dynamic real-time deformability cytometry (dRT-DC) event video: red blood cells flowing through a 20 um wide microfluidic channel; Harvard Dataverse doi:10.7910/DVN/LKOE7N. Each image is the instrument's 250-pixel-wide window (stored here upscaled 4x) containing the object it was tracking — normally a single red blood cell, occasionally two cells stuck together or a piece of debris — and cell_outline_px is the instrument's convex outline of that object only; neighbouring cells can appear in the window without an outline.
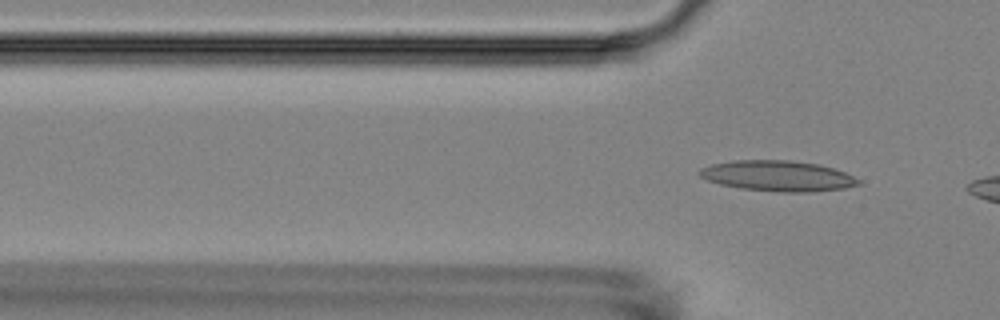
{"species": "Egyptian fruit bat (a non-hibernating species)", "species_latin": "Rousettus aegyptiacus", "temperature_condition": "room temperature", "stored_images_in_passage": 3, "camera_frame_rate_fps": 3000, "um_per_image_px": 0.085, "animal": {"sex": "female"}, "frame": {"image": 1, "passage_image": 3, "time_ms": 3.333, "image_size_px": [1000, 320], "cell_outline_px": [[860, 184], [844, 188], [812, 192], [784, 192], [740, 188], [720, 184], [708, 180], [700, 176], [696, 172], [700, 168], [712, 164], [732, 160], [792, 160], [816, 164], [832, 168], [844, 172], [860, 180]], "centroid_in_image_um": [66.08, 14.95], "position_along_channel_um": 59.7, "area_um2": 28.21}}